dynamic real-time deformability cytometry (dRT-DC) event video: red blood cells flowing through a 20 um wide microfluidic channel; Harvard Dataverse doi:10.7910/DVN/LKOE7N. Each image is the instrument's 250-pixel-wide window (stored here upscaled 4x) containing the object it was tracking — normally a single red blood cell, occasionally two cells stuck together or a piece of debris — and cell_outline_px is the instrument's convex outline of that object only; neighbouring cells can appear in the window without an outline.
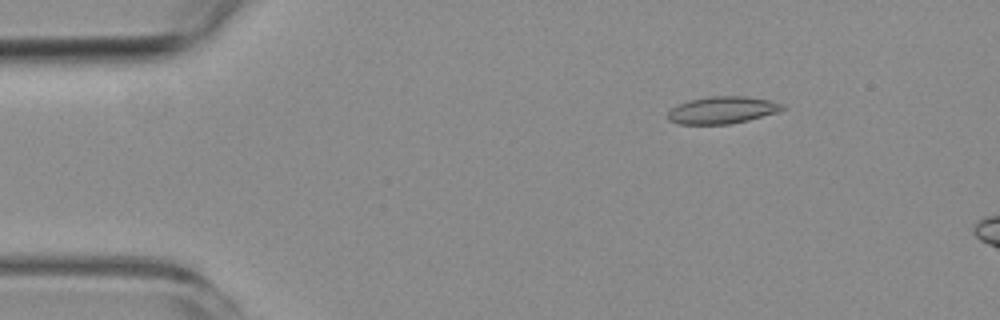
{"species": "common noctule bat (a hibernating species)", "species_latin": "Nyctalus noctula", "temperature_condition": "room temperature", "stored_images_in_passage": 6, "camera_frame_rate_fps": 3000, "um_per_image_px": 0.085, "animal": {"sex": "female", "body_mass_g": 19.3, "forearm_length_mm": 54.1}, "frame": {"image": 1, "passage_image": 3, "time_ms": 2.333, "image_size_px": [1000, 320], "cell_outline_px": [[784, 108], [780, 112], [732, 124], [680, 124], [668, 120], [668, 112], [676, 104], [688, 100], [708, 96], [744, 96], [768, 100], [784, 104]], "centroid_in_image_um": [61.39, 9.35], "position_along_channel_um": 23.6, "area_um2": 18.26}}